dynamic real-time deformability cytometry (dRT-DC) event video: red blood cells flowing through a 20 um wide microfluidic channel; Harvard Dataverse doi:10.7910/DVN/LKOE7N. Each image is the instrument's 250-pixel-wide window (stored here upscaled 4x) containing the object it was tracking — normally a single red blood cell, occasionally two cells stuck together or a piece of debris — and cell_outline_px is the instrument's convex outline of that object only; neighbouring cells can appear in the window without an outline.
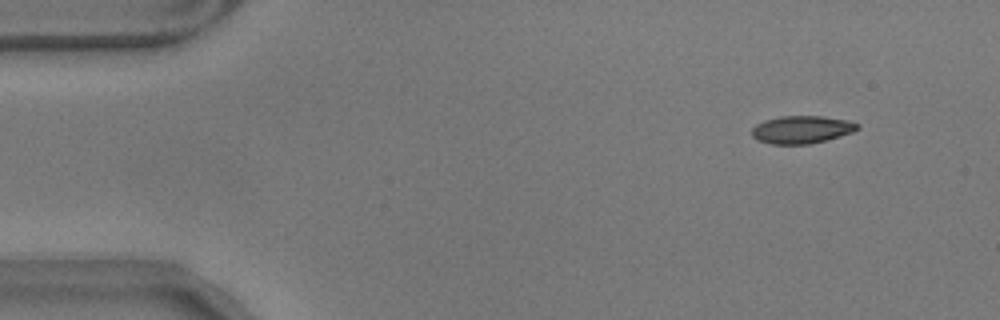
{"species": "common noctule bat (a hibernating species)", "species_latin": "Nyctalus noctula", "temperature_condition": "warm", "stored_images_in_passage": 52, "camera_frame_rate_fps": 3000, "um_per_image_px": 0.085, "animal": {"sex": "male", "body_mass_g": 17.9}, "frame": {"image": 1, "passage_image": 1, "time_ms": 0.0, "image_size_px": [1000, 320], "cell_outline_px": [[860, 128], [852, 132], [824, 140], [808, 144], [772, 144], [756, 140], [752, 136], [752, 128], [756, 124], [764, 120], [780, 116], [824, 116], [848, 120], [860, 124]], "centroid_in_image_um": [68.13, 11.0], "position_along_channel_um": 16.9, "area_um2": 17.05}}
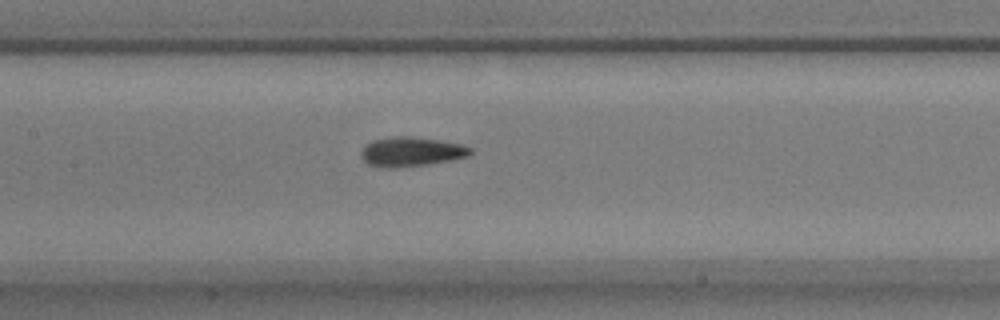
{"frame": {"image": 2, "passage_image": 22, "time_ms": 7.0, "image_size_px": [1000, 320], "cell_outline_px": [[472, 152], [468, 156], [452, 160], [428, 164], [392, 168], [380, 168], [368, 164], [360, 156], [360, 152], [372, 140], [392, 136], [412, 136], [440, 140], [464, 144], [472, 148]], "centroid_in_image_um": [34.97, 12.89], "position_along_channel_um": 172.4, "area_um2": 18.96}}
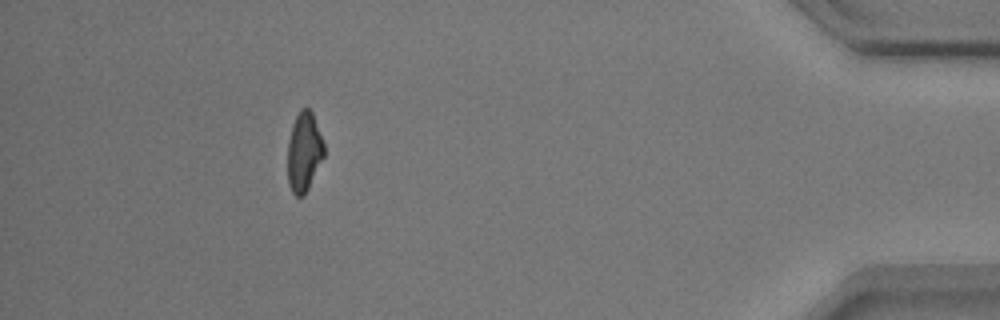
{"frame": {"image": 3, "passage_image": 47, "time_ms": 15.333, "image_size_px": [1000, 320], "cell_outline_px": [[324, 156], [304, 196], [296, 196], [292, 192], [288, 184], [288, 140], [292, 124], [300, 108], [308, 108], [312, 112], [324, 144]], "centroid_in_image_um": [25.83, 12.91], "position_along_channel_um": 409.4, "area_um2": 16.76}, "authors_computed_cell_mechanics": {"area_um2": 17.7446, "velocity_mm_per_s": 3.5322, "shape_relaxation_time_tau1_ms": 6.3773, "shape_relaxation_time_tau2_ms": 2.8901, "deformation_change_tau1": 0.1827, "deformation_change_tau2": 0.0961}}